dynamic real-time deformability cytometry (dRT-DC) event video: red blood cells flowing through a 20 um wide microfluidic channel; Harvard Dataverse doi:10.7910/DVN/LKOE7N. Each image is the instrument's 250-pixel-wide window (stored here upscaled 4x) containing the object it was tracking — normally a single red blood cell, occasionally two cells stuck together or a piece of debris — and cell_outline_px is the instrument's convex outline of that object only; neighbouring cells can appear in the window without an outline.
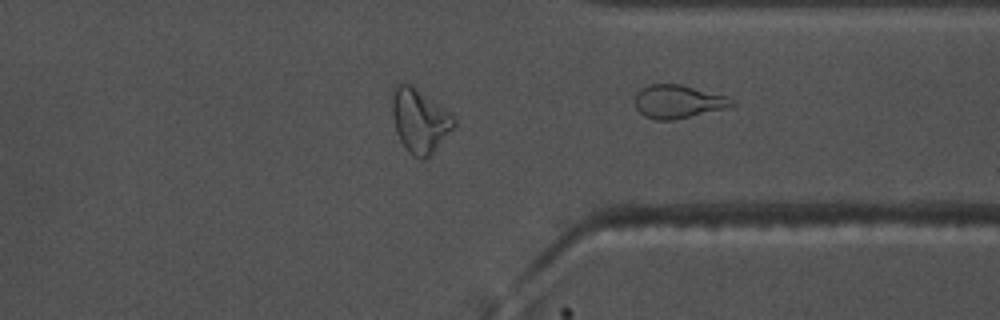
{"species": "common noctule bat (a hibernating species)", "species_latin": "Nyctalus noctula", "temperature_condition": "warm", "stored_images_in_passage": 38, "camera_frame_rate_fps": 3000, "um_per_image_px": 0.085, "animal": {"sex": "male", "body_mass_g": 17.5, "forearm_length_mm": 52.3}, "frame": {"image": 1, "passage_image": 38, "time_ms": 12.333, "image_size_px": [1000, 320], "cell_outline_px": [[736, 104], [728, 108], [672, 120], [656, 120], [644, 116], [636, 108], [636, 92], [640, 88], [652, 84], [680, 84], [724, 96], [736, 100]], "centroid_in_image_um": [57.63, 8.64], "position_along_channel_um": 353.8, "area_um2": 18.67}}